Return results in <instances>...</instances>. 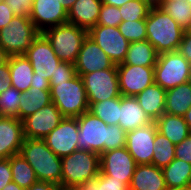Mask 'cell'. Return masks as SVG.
<instances>
[{"instance_id":"44dd1931","label":"cell","mask_w":191,"mask_h":190,"mask_svg":"<svg viewBox=\"0 0 191 190\" xmlns=\"http://www.w3.org/2000/svg\"><path fill=\"white\" fill-rule=\"evenodd\" d=\"M153 122L133 96H120L119 123L126 132Z\"/></svg>"},{"instance_id":"8d00e7d4","label":"cell","mask_w":191,"mask_h":190,"mask_svg":"<svg viewBox=\"0 0 191 190\" xmlns=\"http://www.w3.org/2000/svg\"><path fill=\"white\" fill-rule=\"evenodd\" d=\"M118 29L130 43L147 40L146 20L122 21Z\"/></svg>"},{"instance_id":"8fae6325","label":"cell","mask_w":191,"mask_h":190,"mask_svg":"<svg viewBox=\"0 0 191 190\" xmlns=\"http://www.w3.org/2000/svg\"><path fill=\"white\" fill-rule=\"evenodd\" d=\"M136 166L137 163L126 147L109 150L99 156V173L122 180L128 187Z\"/></svg>"},{"instance_id":"9a60e30c","label":"cell","mask_w":191,"mask_h":190,"mask_svg":"<svg viewBox=\"0 0 191 190\" xmlns=\"http://www.w3.org/2000/svg\"><path fill=\"white\" fill-rule=\"evenodd\" d=\"M63 119L64 116L51 102L23 120L24 137L43 140Z\"/></svg>"},{"instance_id":"74e56055","label":"cell","mask_w":191,"mask_h":190,"mask_svg":"<svg viewBox=\"0 0 191 190\" xmlns=\"http://www.w3.org/2000/svg\"><path fill=\"white\" fill-rule=\"evenodd\" d=\"M127 132L120 125H108L107 143L104 152L125 147Z\"/></svg>"},{"instance_id":"5b68a950","label":"cell","mask_w":191,"mask_h":190,"mask_svg":"<svg viewBox=\"0 0 191 190\" xmlns=\"http://www.w3.org/2000/svg\"><path fill=\"white\" fill-rule=\"evenodd\" d=\"M39 34L28 16H14L7 26L0 29V47L9 57L25 55Z\"/></svg>"},{"instance_id":"8992f818","label":"cell","mask_w":191,"mask_h":190,"mask_svg":"<svg viewBox=\"0 0 191 190\" xmlns=\"http://www.w3.org/2000/svg\"><path fill=\"white\" fill-rule=\"evenodd\" d=\"M191 80V64L177 51L158 54L154 83L170 90Z\"/></svg>"},{"instance_id":"3957f363","label":"cell","mask_w":191,"mask_h":190,"mask_svg":"<svg viewBox=\"0 0 191 190\" xmlns=\"http://www.w3.org/2000/svg\"><path fill=\"white\" fill-rule=\"evenodd\" d=\"M51 101L64 117L77 118L89 111V104L80 75L68 81L50 82Z\"/></svg>"},{"instance_id":"d6a6232c","label":"cell","mask_w":191,"mask_h":190,"mask_svg":"<svg viewBox=\"0 0 191 190\" xmlns=\"http://www.w3.org/2000/svg\"><path fill=\"white\" fill-rule=\"evenodd\" d=\"M153 148L152 164L163 168L175 159V146L167 137L156 132Z\"/></svg>"},{"instance_id":"d6986e66","label":"cell","mask_w":191,"mask_h":190,"mask_svg":"<svg viewBox=\"0 0 191 190\" xmlns=\"http://www.w3.org/2000/svg\"><path fill=\"white\" fill-rule=\"evenodd\" d=\"M24 139L23 121L16 117L0 116V159L19 154Z\"/></svg>"},{"instance_id":"f5cc1de1","label":"cell","mask_w":191,"mask_h":190,"mask_svg":"<svg viewBox=\"0 0 191 190\" xmlns=\"http://www.w3.org/2000/svg\"><path fill=\"white\" fill-rule=\"evenodd\" d=\"M9 56L6 54L5 50L0 47V66L8 61Z\"/></svg>"},{"instance_id":"e0dca14e","label":"cell","mask_w":191,"mask_h":190,"mask_svg":"<svg viewBox=\"0 0 191 190\" xmlns=\"http://www.w3.org/2000/svg\"><path fill=\"white\" fill-rule=\"evenodd\" d=\"M29 18L42 33L50 27L68 23V11L59 0H33Z\"/></svg>"},{"instance_id":"5bb4252c","label":"cell","mask_w":191,"mask_h":190,"mask_svg":"<svg viewBox=\"0 0 191 190\" xmlns=\"http://www.w3.org/2000/svg\"><path fill=\"white\" fill-rule=\"evenodd\" d=\"M156 132L154 121L127 132L125 147L137 165L152 164Z\"/></svg>"},{"instance_id":"7402d4cb","label":"cell","mask_w":191,"mask_h":190,"mask_svg":"<svg viewBox=\"0 0 191 190\" xmlns=\"http://www.w3.org/2000/svg\"><path fill=\"white\" fill-rule=\"evenodd\" d=\"M166 188L162 168L153 164L136 166L129 190H164Z\"/></svg>"},{"instance_id":"d590c367","label":"cell","mask_w":191,"mask_h":190,"mask_svg":"<svg viewBox=\"0 0 191 190\" xmlns=\"http://www.w3.org/2000/svg\"><path fill=\"white\" fill-rule=\"evenodd\" d=\"M80 186L83 190H129L122 180L113 179L104 173H99L97 177L89 179Z\"/></svg>"},{"instance_id":"4316f807","label":"cell","mask_w":191,"mask_h":190,"mask_svg":"<svg viewBox=\"0 0 191 190\" xmlns=\"http://www.w3.org/2000/svg\"><path fill=\"white\" fill-rule=\"evenodd\" d=\"M191 107V80L166 91L165 113L183 116Z\"/></svg>"},{"instance_id":"ac0fdd59","label":"cell","mask_w":191,"mask_h":190,"mask_svg":"<svg viewBox=\"0 0 191 190\" xmlns=\"http://www.w3.org/2000/svg\"><path fill=\"white\" fill-rule=\"evenodd\" d=\"M114 65L115 63L107 54L87 35L74 63L76 74L82 76L83 74L112 68Z\"/></svg>"},{"instance_id":"6da1fadb","label":"cell","mask_w":191,"mask_h":190,"mask_svg":"<svg viewBox=\"0 0 191 190\" xmlns=\"http://www.w3.org/2000/svg\"><path fill=\"white\" fill-rule=\"evenodd\" d=\"M20 154L35 171L38 181L61 185L62 159L41 139L25 138Z\"/></svg>"},{"instance_id":"f546056e","label":"cell","mask_w":191,"mask_h":190,"mask_svg":"<svg viewBox=\"0 0 191 190\" xmlns=\"http://www.w3.org/2000/svg\"><path fill=\"white\" fill-rule=\"evenodd\" d=\"M10 167L12 172V181L25 190L38 182L35 171L20 153L10 157Z\"/></svg>"},{"instance_id":"ab89813d","label":"cell","mask_w":191,"mask_h":190,"mask_svg":"<svg viewBox=\"0 0 191 190\" xmlns=\"http://www.w3.org/2000/svg\"><path fill=\"white\" fill-rule=\"evenodd\" d=\"M76 75V69L73 63L61 62L57 67L55 75H52L49 82L68 81L74 78Z\"/></svg>"},{"instance_id":"b9f144b4","label":"cell","mask_w":191,"mask_h":190,"mask_svg":"<svg viewBox=\"0 0 191 190\" xmlns=\"http://www.w3.org/2000/svg\"><path fill=\"white\" fill-rule=\"evenodd\" d=\"M175 158L191 164V134L175 146Z\"/></svg>"},{"instance_id":"c3c4849f","label":"cell","mask_w":191,"mask_h":190,"mask_svg":"<svg viewBox=\"0 0 191 190\" xmlns=\"http://www.w3.org/2000/svg\"><path fill=\"white\" fill-rule=\"evenodd\" d=\"M30 87L32 88H39L42 90H50V82L46 78H40V77H33L31 80V85Z\"/></svg>"},{"instance_id":"11a10c76","label":"cell","mask_w":191,"mask_h":190,"mask_svg":"<svg viewBox=\"0 0 191 190\" xmlns=\"http://www.w3.org/2000/svg\"><path fill=\"white\" fill-rule=\"evenodd\" d=\"M61 5L68 11L77 0H59Z\"/></svg>"},{"instance_id":"db71d44e","label":"cell","mask_w":191,"mask_h":190,"mask_svg":"<svg viewBox=\"0 0 191 190\" xmlns=\"http://www.w3.org/2000/svg\"><path fill=\"white\" fill-rule=\"evenodd\" d=\"M183 117L191 132V107L187 110V112L183 115Z\"/></svg>"},{"instance_id":"603a6c76","label":"cell","mask_w":191,"mask_h":190,"mask_svg":"<svg viewBox=\"0 0 191 190\" xmlns=\"http://www.w3.org/2000/svg\"><path fill=\"white\" fill-rule=\"evenodd\" d=\"M135 98L152 121L165 113L166 90L156 83L146 87Z\"/></svg>"},{"instance_id":"2e32d148","label":"cell","mask_w":191,"mask_h":190,"mask_svg":"<svg viewBox=\"0 0 191 190\" xmlns=\"http://www.w3.org/2000/svg\"><path fill=\"white\" fill-rule=\"evenodd\" d=\"M117 71L122 96L135 97L154 83V67L117 64Z\"/></svg>"},{"instance_id":"f907efd6","label":"cell","mask_w":191,"mask_h":190,"mask_svg":"<svg viewBox=\"0 0 191 190\" xmlns=\"http://www.w3.org/2000/svg\"><path fill=\"white\" fill-rule=\"evenodd\" d=\"M2 190H25V189L12 181L8 183Z\"/></svg>"},{"instance_id":"7bdbcfd3","label":"cell","mask_w":191,"mask_h":190,"mask_svg":"<svg viewBox=\"0 0 191 190\" xmlns=\"http://www.w3.org/2000/svg\"><path fill=\"white\" fill-rule=\"evenodd\" d=\"M10 182H12L10 158L0 159V190Z\"/></svg>"},{"instance_id":"9c48e42d","label":"cell","mask_w":191,"mask_h":190,"mask_svg":"<svg viewBox=\"0 0 191 190\" xmlns=\"http://www.w3.org/2000/svg\"><path fill=\"white\" fill-rule=\"evenodd\" d=\"M79 126L78 149L104 153V143H107L108 125L91 112L87 111L77 117Z\"/></svg>"},{"instance_id":"7c38bea8","label":"cell","mask_w":191,"mask_h":190,"mask_svg":"<svg viewBox=\"0 0 191 190\" xmlns=\"http://www.w3.org/2000/svg\"><path fill=\"white\" fill-rule=\"evenodd\" d=\"M88 36L116 65L123 63L130 42L121 34L118 27L96 25L88 31Z\"/></svg>"},{"instance_id":"bcb514c9","label":"cell","mask_w":191,"mask_h":190,"mask_svg":"<svg viewBox=\"0 0 191 190\" xmlns=\"http://www.w3.org/2000/svg\"><path fill=\"white\" fill-rule=\"evenodd\" d=\"M11 87L9 58L8 61L0 66V93Z\"/></svg>"},{"instance_id":"83f0119b","label":"cell","mask_w":191,"mask_h":190,"mask_svg":"<svg viewBox=\"0 0 191 190\" xmlns=\"http://www.w3.org/2000/svg\"><path fill=\"white\" fill-rule=\"evenodd\" d=\"M157 57L155 47L148 40L132 42L129 44L125 60L120 64L154 67Z\"/></svg>"},{"instance_id":"f35d334b","label":"cell","mask_w":191,"mask_h":190,"mask_svg":"<svg viewBox=\"0 0 191 190\" xmlns=\"http://www.w3.org/2000/svg\"><path fill=\"white\" fill-rule=\"evenodd\" d=\"M122 22L119 7L102 4L96 25L118 27Z\"/></svg>"},{"instance_id":"52a82bcc","label":"cell","mask_w":191,"mask_h":190,"mask_svg":"<svg viewBox=\"0 0 191 190\" xmlns=\"http://www.w3.org/2000/svg\"><path fill=\"white\" fill-rule=\"evenodd\" d=\"M61 159V185H81L99 174V155L95 152L78 149Z\"/></svg>"},{"instance_id":"ba28073f","label":"cell","mask_w":191,"mask_h":190,"mask_svg":"<svg viewBox=\"0 0 191 190\" xmlns=\"http://www.w3.org/2000/svg\"><path fill=\"white\" fill-rule=\"evenodd\" d=\"M81 77L89 106L92 103L121 96L116 64L112 68L83 74Z\"/></svg>"},{"instance_id":"f6af8a7d","label":"cell","mask_w":191,"mask_h":190,"mask_svg":"<svg viewBox=\"0 0 191 190\" xmlns=\"http://www.w3.org/2000/svg\"><path fill=\"white\" fill-rule=\"evenodd\" d=\"M14 16V11L2 0L0 2V29L7 26Z\"/></svg>"},{"instance_id":"ffe728a7","label":"cell","mask_w":191,"mask_h":190,"mask_svg":"<svg viewBox=\"0 0 191 190\" xmlns=\"http://www.w3.org/2000/svg\"><path fill=\"white\" fill-rule=\"evenodd\" d=\"M102 0H77L68 10V23L89 31L98 22Z\"/></svg>"},{"instance_id":"7dc6e473","label":"cell","mask_w":191,"mask_h":190,"mask_svg":"<svg viewBox=\"0 0 191 190\" xmlns=\"http://www.w3.org/2000/svg\"><path fill=\"white\" fill-rule=\"evenodd\" d=\"M26 190H59V185L38 181Z\"/></svg>"},{"instance_id":"60d3db41","label":"cell","mask_w":191,"mask_h":190,"mask_svg":"<svg viewBox=\"0 0 191 190\" xmlns=\"http://www.w3.org/2000/svg\"><path fill=\"white\" fill-rule=\"evenodd\" d=\"M14 11L15 16H30L33 0H4Z\"/></svg>"},{"instance_id":"f1b7e54d","label":"cell","mask_w":191,"mask_h":190,"mask_svg":"<svg viewBox=\"0 0 191 190\" xmlns=\"http://www.w3.org/2000/svg\"><path fill=\"white\" fill-rule=\"evenodd\" d=\"M50 90H42L30 87L28 91L21 93L19 101V119L23 121L29 115L51 103Z\"/></svg>"},{"instance_id":"4dcf8cb0","label":"cell","mask_w":191,"mask_h":190,"mask_svg":"<svg viewBox=\"0 0 191 190\" xmlns=\"http://www.w3.org/2000/svg\"><path fill=\"white\" fill-rule=\"evenodd\" d=\"M89 112L107 125H118L120 117V97L92 103Z\"/></svg>"},{"instance_id":"cb8c5ba5","label":"cell","mask_w":191,"mask_h":190,"mask_svg":"<svg viewBox=\"0 0 191 190\" xmlns=\"http://www.w3.org/2000/svg\"><path fill=\"white\" fill-rule=\"evenodd\" d=\"M154 122L157 132L167 137L174 145L179 144L191 134L183 116L164 113Z\"/></svg>"},{"instance_id":"484cf974","label":"cell","mask_w":191,"mask_h":190,"mask_svg":"<svg viewBox=\"0 0 191 190\" xmlns=\"http://www.w3.org/2000/svg\"><path fill=\"white\" fill-rule=\"evenodd\" d=\"M9 70L11 86L21 93L28 91L34 72L31 63L26 56H10Z\"/></svg>"},{"instance_id":"d4e9b609","label":"cell","mask_w":191,"mask_h":190,"mask_svg":"<svg viewBox=\"0 0 191 190\" xmlns=\"http://www.w3.org/2000/svg\"><path fill=\"white\" fill-rule=\"evenodd\" d=\"M166 187L174 190H191V164L175 158L162 168Z\"/></svg>"},{"instance_id":"681fc988","label":"cell","mask_w":191,"mask_h":190,"mask_svg":"<svg viewBox=\"0 0 191 190\" xmlns=\"http://www.w3.org/2000/svg\"><path fill=\"white\" fill-rule=\"evenodd\" d=\"M130 0H102L104 4L112 5L115 7H121L124 6L125 3H127Z\"/></svg>"},{"instance_id":"4fadbf2b","label":"cell","mask_w":191,"mask_h":190,"mask_svg":"<svg viewBox=\"0 0 191 190\" xmlns=\"http://www.w3.org/2000/svg\"><path fill=\"white\" fill-rule=\"evenodd\" d=\"M79 126L77 118L64 117L43 140L60 158L78 150Z\"/></svg>"},{"instance_id":"ee69618b","label":"cell","mask_w":191,"mask_h":190,"mask_svg":"<svg viewBox=\"0 0 191 190\" xmlns=\"http://www.w3.org/2000/svg\"><path fill=\"white\" fill-rule=\"evenodd\" d=\"M178 52L191 64V30L183 33Z\"/></svg>"},{"instance_id":"7a4b0ae2","label":"cell","mask_w":191,"mask_h":190,"mask_svg":"<svg viewBox=\"0 0 191 190\" xmlns=\"http://www.w3.org/2000/svg\"><path fill=\"white\" fill-rule=\"evenodd\" d=\"M184 32L168 13L159 6H152L146 18V33L158 54L177 51Z\"/></svg>"},{"instance_id":"30bf717a","label":"cell","mask_w":191,"mask_h":190,"mask_svg":"<svg viewBox=\"0 0 191 190\" xmlns=\"http://www.w3.org/2000/svg\"><path fill=\"white\" fill-rule=\"evenodd\" d=\"M25 56L33 67V77L46 78L49 81L52 75H55L58 65L62 62L42 33L33 40Z\"/></svg>"},{"instance_id":"277c9868","label":"cell","mask_w":191,"mask_h":190,"mask_svg":"<svg viewBox=\"0 0 191 190\" xmlns=\"http://www.w3.org/2000/svg\"><path fill=\"white\" fill-rule=\"evenodd\" d=\"M56 56L62 62L75 63L88 31L74 24L65 23L50 27L42 32Z\"/></svg>"},{"instance_id":"1f68e13d","label":"cell","mask_w":191,"mask_h":190,"mask_svg":"<svg viewBox=\"0 0 191 190\" xmlns=\"http://www.w3.org/2000/svg\"><path fill=\"white\" fill-rule=\"evenodd\" d=\"M159 7L168 13L183 30H191V4L186 0L162 1Z\"/></svg>"},{"instance_id":"816d5d0a","label":"cell","mask_w":191,"mask_h":190,"mask_svg":"<svg viewBox=\"0 0 191 190\" xmlns=\"http://www.w3.org/2000/svg\"><path fill=\"white\" fill-rule=\"evenodd\" d=\"M59 190H83L80 185H59Z\"/></svg>"},{"instance_id":"e575fe53","label":"cell","mask_w":191,"mask_h":190,"mask_svg":"<svg viewBox=\"0 0 191 190\" xmlns=\"http://www.w3.org/2000/svg\"><path fill=\"white\" fill-rule=\"evenodd\" d=\"M21 92L14 87L0 93V116L16 117L19 119V101Z\"/></svg>"},{"instance_id":"6f0895ef","label":"cell","mask_w":191,"mask_h":190,"mask_svg":"<svg viewBox=\"0 0 191 190\" xmlns=\"http://www.w3.org/2000/svg\"><path fill=\"white\" fill-rule=\"evenodd\" d=\"M162 1H175V2H177V1H179V0H162Z\"/></svg>"},{"instance_id":"9f6ffc18","label":"cell","mask_w":191,"mask_h":190,"mask_svg":"<svg viewBox=\"0 0 191 190\" xmlns=\"http://www.w3.org/2000/svg\"><path fill=\"white\" fill-rule=\"evenodd\" d=\"M148 2L151 6H159L162 3V0H144Z\"/></svg>"},{"instance_id":"836d02e7","label":"cell","mask_w":191,"mask_h":190,"mask_svg":"<svg viewBox=\"0 0 191 190\" xmlns=\"http://www.w3.org/2000/svg\"><path fill=\"white\" fill-rule=\"evenodd\" d=\"M152 6L144 0H130L119 7L122 21L146 20Z\"/></svg>"}]
</instances>
